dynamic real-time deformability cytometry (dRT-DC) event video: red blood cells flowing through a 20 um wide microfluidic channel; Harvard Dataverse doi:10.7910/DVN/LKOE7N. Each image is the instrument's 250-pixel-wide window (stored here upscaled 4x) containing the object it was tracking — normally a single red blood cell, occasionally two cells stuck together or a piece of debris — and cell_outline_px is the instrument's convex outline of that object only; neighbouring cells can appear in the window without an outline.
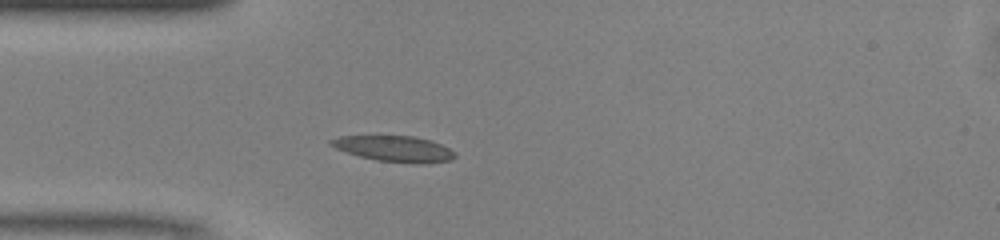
{"species": "common noctule bat (a hibernating species)", "species_latin": "Nyctalus noctula", "temperature_condition": "warm", "stored_images_in_passage": 37, "camera_frame_rate_fps": 3000, "um_per_image_px": 0.085, "animal": {"sex": "male", "body_mass_g": 13.0, "forearm_length_mm": 53.1}, "frame": {"image": 1, "passage_image": 1, "time_ms": 0.0, "image_size_px": [1000, 240], "cell_outline_px": [[456, 156], [448, 160], [424, 164], [416, 164], [376, 160], [360, 156], [336, 148], [328, 144], [328, 140], [340, 136], [416, 136], [432, 140], [456, 152]], "centroid_in_image_um": [33.53, 12.64], "position_along_channel_um": 51.5, "area_um2": 18.67}}
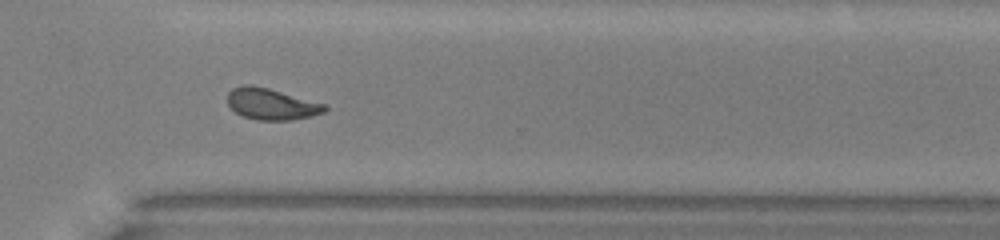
{"frame": {"image": 2, "passage_image": 23, "time_ms": 7.333, "image_size_px": [1000, 240], "cell_outline_px": [[328, 108], [324, 112], [312, 116], [292, 120], [256, 120], [244, 116], [236, 112], [228, 104], [228, 92], [232, 88], [244, 84], [252, 84], [268, 88], [328, 104]], "centroid_in_image_um": [23.1, 8.83], "position_along_channel_um": 347.5, "area_um2": 17.92}}
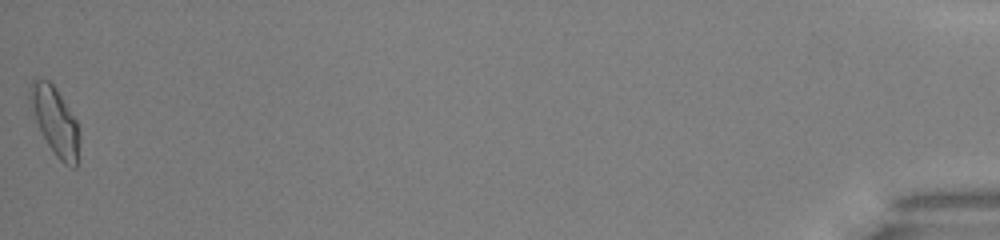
{"frame": {"image": 3, "passage_image": 37, "time_ms": 12.0, "image_size_px": [1000, 240], "cell_outline_px": [[80, 140], [76, 168], [72, 168], [64, 164], [56, 156], [48, 144], [28, 104], [28, 84], [32, 80], [48, 80], [56, 88], [76, 120], [80, 136]], "centroid_in_image_um": [4.67, 10.28], "position_along_channel_um": 430.5, "area_um2": 19.54}, "authors_computed_cell_mechanics": {"area_um2": 17.6868, "velocity_mm_per_s": 4.1184, "shape_relaxation_time_tau1_ms": 8.2904, "shape_relaxation_time_tau2_ms": 2.4487, "deformation_change_tau1": 0.2025, "deformation_change_tau2": 0.0966}}